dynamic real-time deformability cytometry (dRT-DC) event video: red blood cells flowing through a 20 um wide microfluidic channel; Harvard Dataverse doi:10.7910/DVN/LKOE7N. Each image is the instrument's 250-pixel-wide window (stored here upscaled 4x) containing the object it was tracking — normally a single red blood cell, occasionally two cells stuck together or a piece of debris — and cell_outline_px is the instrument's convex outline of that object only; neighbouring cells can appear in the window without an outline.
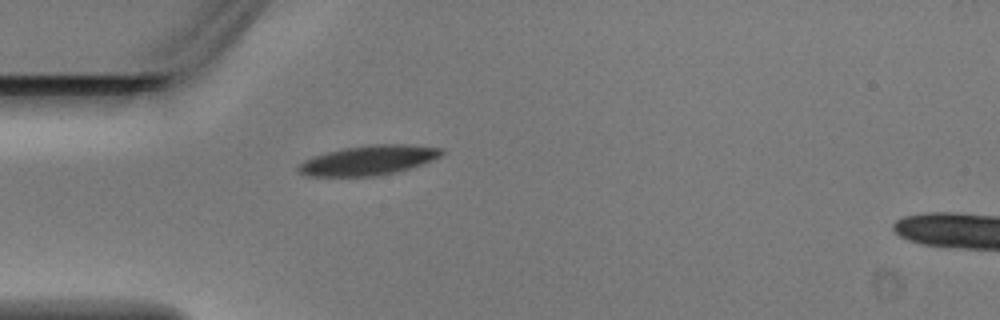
{"species": "Egyptian fruit bat (a non-hibernating species)", "species_latin": "Rousettus aegyptiacus", "temperature_condition": "warm", "stored_images_in_passage": 1, "camera_frame_rate_fps": 3000, "um_per_image_px": 0.085, "animal": {"sex": "male"}, "frame": {"image": 1, "passage_image": 1, "time_ms": 0.0, "image_size_px": [1000, 320], "cell_outline_px": [[444, 152], [440, 156], [432, 160], [396, 172], [376, 176], [304, 176], [296, 172], [296, 168], [304, 160], [312, 156], [344, 148], [376, 144], [408, 144], [444, 148]], "centroid_in_image_um": [31.29, 13.62], "position_along_channel_um": 53.7, "area_um2": 24.74}}